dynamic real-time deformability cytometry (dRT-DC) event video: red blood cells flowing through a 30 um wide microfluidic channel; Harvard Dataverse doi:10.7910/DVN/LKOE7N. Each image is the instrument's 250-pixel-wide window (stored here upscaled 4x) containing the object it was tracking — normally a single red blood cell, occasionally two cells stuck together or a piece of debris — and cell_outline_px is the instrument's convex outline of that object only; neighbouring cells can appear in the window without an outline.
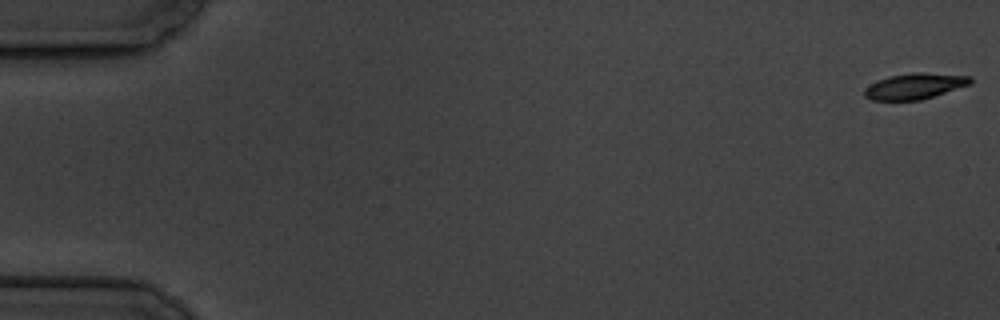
{"species": "common noctule bat (a hibernating species)", "species_latin": "Nyctalus noctula", "temperature_condition": "cold", "stored_images_in_passage": 5, "camera_frame_rate_fps": 3000, "um_per_image_px": 0.085, "animal": {"sex": "male", "body_mass_g": 19.5, "forearm_length_mm": 54.6}, "frame": {"image": 1, "passage_image": 1, "time_ms": 0.0, "image_size_px": [1000, 320], "cell_outline_px": [[972, 84], [920, 100], [872, 100], [864, 96], [864, 88], [876, 80], [888, 76], [912, 72], [924, 72], [972, 76]], "centroid_in_image_um": [77.75, 7.31], "position_along_channel_um": 7.3, "area_um2": 16.13}}
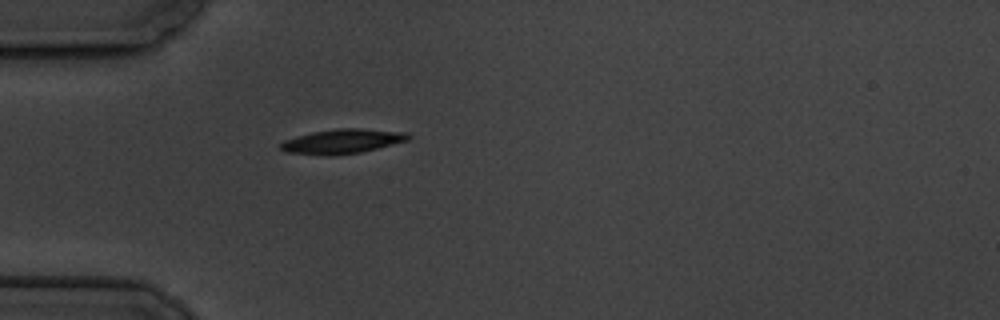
{"frame": {"image": 2, "passage_image": 5, "time_ms": 5.667, "image_size_px": [1000, 320], "cell_outline_px": [[412, 136], [408, 140], [360, 152], [288, 152], [280, 148], [280, 144], [284, 140], [296, 136], [312, 132], [336, 128], [360, 128], [408, 132]], "centroid_in_image_um": [29.19, 11.93], "position_along_channel_um": 55.8, "area_um2": 17.11}}